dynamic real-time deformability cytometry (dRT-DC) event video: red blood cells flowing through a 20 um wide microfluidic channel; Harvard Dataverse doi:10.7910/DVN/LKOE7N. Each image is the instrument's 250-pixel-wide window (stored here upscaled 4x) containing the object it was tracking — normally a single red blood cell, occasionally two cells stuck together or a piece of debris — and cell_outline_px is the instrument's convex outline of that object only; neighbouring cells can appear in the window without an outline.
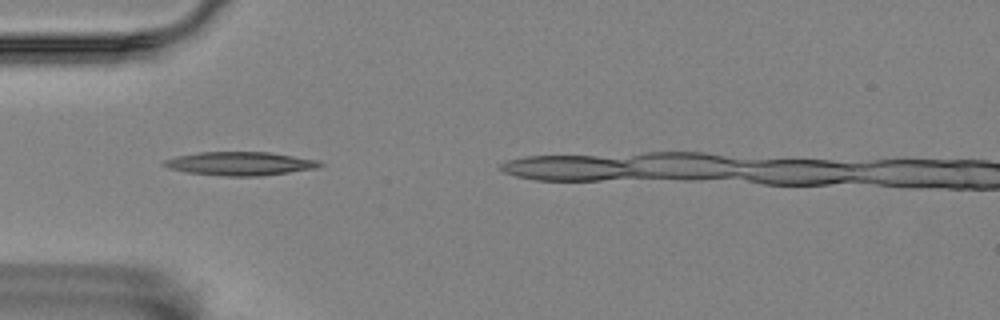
{"species": "Egyptian fruit bat (a non-hibernating species)", "species_latin": "Rousettus aegyptiacus", "temperature_condition": "room temperature", "stored_images_in_passage": 4, "camera_frame_rate_fps": 3000, "um_per_image_px": 0.085, "animal": {"sex": "female"}, "frame": {"image": 1, "passage_image": 2, "time_ms": 0.333, "image_size_px": [1000, 320], "cell_outline_px": [[324, 164], [316, 168], [260, 176], [224, 176], [188, 172], [168, 168], [160, 164], [164, 160], [176, 156], [200, 152], [268, 152], [320, 160]], "centroid_in_image_um": [20.39, 13.9], "position_along_channel_um": 64.6, "area_um2": 21.33}}
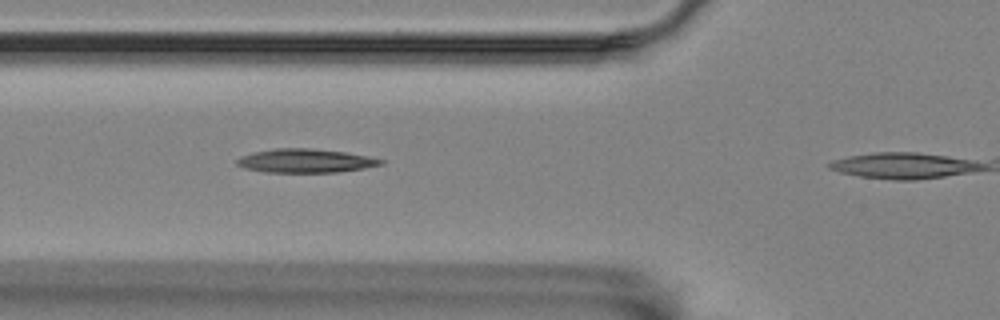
{"frame": {"image": 2, "passage_image": 3, "time_ms": 0.667, "image_size_px": [1000, 320], "cell_outline_px": [[384, 164], [364, 168], [336, 172], [264, 172], [244, 168], [236, 164], [236, 160], [240, 156], [256, 152], [276, 148], [312, 148], [344, 152], [368, 156], [384, 160]], "centroid_in_image_um": [25.96, 13.67], "position_along_channel_um": 99.8, "area_um2": 19.83}}